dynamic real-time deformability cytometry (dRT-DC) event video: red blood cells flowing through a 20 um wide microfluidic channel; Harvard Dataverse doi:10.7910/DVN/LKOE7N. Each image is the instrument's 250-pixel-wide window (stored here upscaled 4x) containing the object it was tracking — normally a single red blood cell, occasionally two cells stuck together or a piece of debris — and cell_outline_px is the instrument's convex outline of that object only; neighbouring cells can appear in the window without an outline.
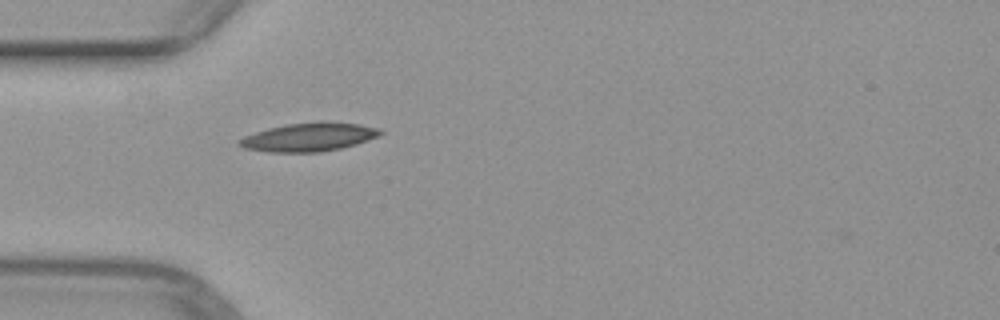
{"species": "common noctule bat (a hibernating species)", "species_latin": "Nyctalus noctula", "temperature_condition": "warm", "stored_images_in_passage": 2, "camera_frame_rate_fps": 3000, "um_per_image_px": 0.085, "animal": {"sex": "female", "body_mass_g": 29.2, "forearm_length_mm": 56.3}, "frame": {"image": 1, "passage_image": 1, "time_ms": 0.0, "image_size_px": [1000, 320], "cell_outline_px": [[384, 132], [380, 136], [356, 144], [340, 148], [320, 152], [268, 152], [244, 148], [236, 144], [236, 140], [244, 136], [268, 128], [284, 124], [320, 120], [324, 120], [360, 124], [380, 128]], "centroid_in_image_um": [26.26, 11.63], "position_along_channel_um": 58.7, "area_um2": 23.93}}